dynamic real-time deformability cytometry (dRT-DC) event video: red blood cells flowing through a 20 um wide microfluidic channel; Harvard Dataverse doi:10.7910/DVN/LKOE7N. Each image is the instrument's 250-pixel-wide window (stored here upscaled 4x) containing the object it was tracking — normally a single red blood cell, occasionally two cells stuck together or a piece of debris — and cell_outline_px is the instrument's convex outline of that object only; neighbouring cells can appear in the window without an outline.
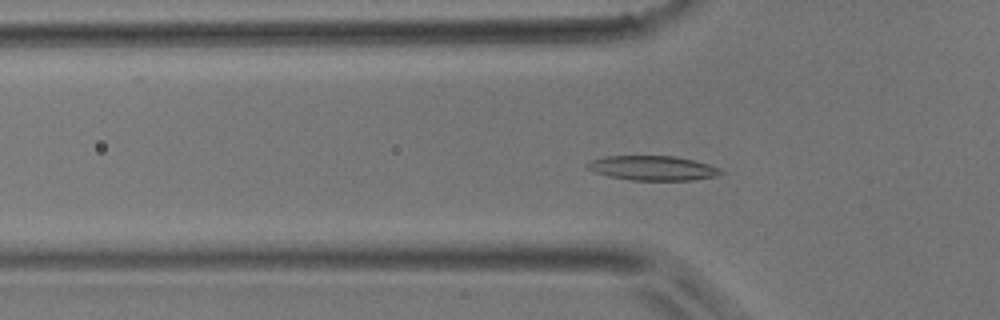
{"species": "common noctule bat (a hibernating species)", "species_latin": "Nyctalus noctula", "temperature_condition": "room temperature", "stored_images_in_passage": 37, "camera_frame_rate_fps": 3000, "um_per_image_px": 0.085, "animal": {"sex": "male", "body_mass_g": 17.9}, "frame": {"image": 1, "passage_image": 4, "time_ms": 1.0, "image_size_px": [1000, 320], "cell_outline_px": [[724, 172], [716, 176], [692, 180], [632, 180], [608, 176], [584, 168], [584, 164], [592, 160], [604, 156], [676, 156], [708, 164], [720, 168]], "centroid_in_image_um": [55.45, 14.28], "position_along_channel_um": 70.4, "area_um2": 19.13}}
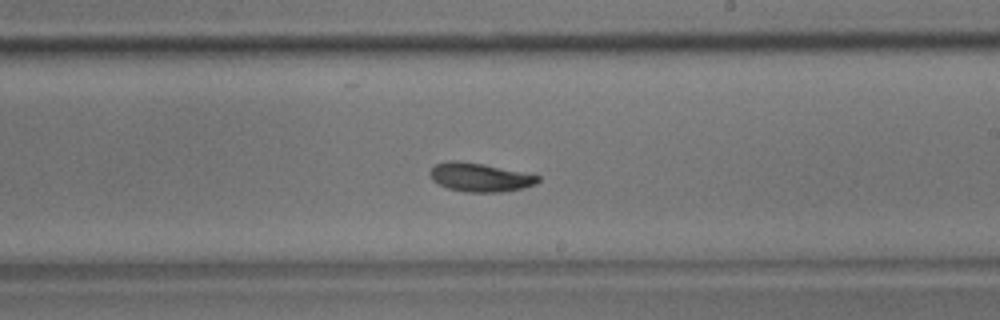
{"frame": {"image": 2, "passage_image": 17, "time_ms": 5.333, "image_size_px": [1000, 320], "cell_outline_px": [[540, 180], [536, 184], [504, 192], [464, 192], [448, 188], [432, 180], [428, 172], [436, 164], [448, 160], [456, 160], [484, 164], [540, 176]], "centroid_in_image_um": [40.76, 15.07], "position_along_channel_um": 248.2, "area_um2": 17.98}}
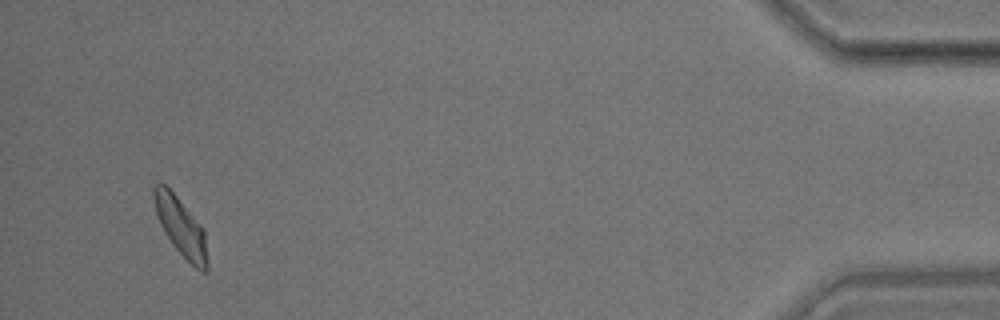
{"frame": {"image": 3, "passage_image": 35, "time_ms": 11.333, "image_size_px": [1000, 320], "cell_outline_px": [[208, 268], [204, 272], [196, 268], [172, 244], [160, 224], [156, 212], [152, 196], [152, 188], [156, 184], [164, 184], [176, 196], [204, 228], [208, 264]], "centroid_in_image_um": [15.37, 19.27], "position_along_channel_um": 419.8, "area_um2": 17.8}}